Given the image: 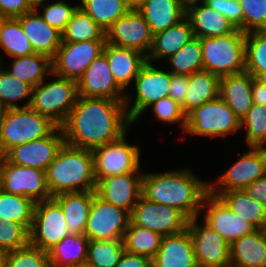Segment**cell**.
I'll return each mask as SVG.
<instances>
[{"instance_id": "obj_1", "label": "cell", "mask_w": 266, "mask_h": 267, "mask_svg": "<svg viewBox=\"0 0 266 267\" xmlns=\"http://www.w3.org/2000/svg\"><path fill=\"white\" fill-rule=\"evenodd\" d=\"M124 102L78 96L61 126L65 144L92 151L121 138L133 124Z\"/></svg>"}, {"instance_id": "obj_2", "label": "cell", "mask_w": 266, "mask_h": 267, "mask_svg": "<svg viewBox=\"0 0 266 267\" xmlns=\"http://www.w3.org/2000/svg\"><path fill=\"white\" fill-rule=\"evenodd\" d=\"M209 183L189 169L142 173L141 194L147 200L178 209L188 220L197 216Z\"/></svg>"}, {"instance_id": "obj_3", "label": "cell", "mask_w": 266, "mask_h": 267, "mask_svg": "<svg viewBox=\"0 0 266 267\" xmlns=\"http://www.w3.org/2000/svg\"><path fill=\"white\" fill-rule=\"evenodd\" d=\"M45 172L51 197L62 193L96 190L97 181L91 150L64 143Z\"/></svg>"}, {"instance_id": "obj_4", "label": "cell", "mask_w": 266, "mask_h": 267, "mask_svg": "<svg viewBox=\"0 0 266 267\" xmlns=\"http://www.w3.org/2000/svg\"><path fill=\"white\" fill-rule=\"evenodd\" d=\"M57 127L30 106L3 109L0 116V156L13 147L49 136Z\"/></svg>"}, {"instance_id": "obj_5", "label": "cell", "mask_w": 266, "mask_h": 267, "mask_svg": "<svg viewBox=\"0 0 266 267\" xmlns=\"http://www.w3.org/2000/svg\"><path fill=\"white\" fill-rule=\"evenodd\" d=\"M245 38L246 33L240 29L222 36L200 38L203 70L219 78L244 72Z\"/></svg>"}, {"instance_id": "obj_6", "label": "cell", "mask_w": 266, "mask_h": 267, "mask_svg": "<svg viewBox=\"0 0 266 267\" xmlns=\"http://www.w3.org/2000/svg\"><path fill=\"white\" fill-rule=\"evenodd\" d=\"M51 76L56 78L48 83L43 80L32 88L30 107L61 127L76 104L78 87L74 80L53 73Z\"/></svg>"}, {"instance_id": "obj_7", "label": "cell", "mask_w": 266, "mask_h": 267, "mask_svg": "<svg viewBox=\"0 0 266 267\" xmlns=\"http://www.w3.org/2000/svg\"><path fill=\"white\" fill-rule=\"evenodd\" d=\"M241 130V120L221 98L194 108L186 115L184 132L210 138L225 137Z\"/></svg>"}, {"instance_id": "obj_8", "label": "cell", "mask_w": 266, "mask_h": 267, "mask_svg": "<svg viewBox=\"0 0 266 267\" xmlns=\"http://www.w3.org/2000/svg\"><path fill=\"white\" fill-rule=\"evenodd\" d=\"M126 134L92 150L95 178L141 172L140 148L138 145L128 144Z\"/></svg>"}, {"instance_id": "obj_9", "label": "cell", "mask_w": 266, "mask_h": 267, "mask_svg": "<svg viewBox=\"0 0 266 267\" xmlns=\"http://www.w3.org/2000/svg\"><path fill=\"white\" fill-rule=\"evenodd\" d=\"M0 189L7 193L28 197L35 203L51 198L45 171L15 165L3 156H0Z\"/></svg>"}, {"instance_id": "obj_10", "label": "cell", "mask_w": 266, "mask_h": 267, "mask_svg": "<svg viewBox=\"0 0 266 267\" xmlns=\"http://www.w3.org/2000/svg\"><path fill=\"white\" fill-rule=\"evenodd\" d=\"M70 234L59 203L53 198L35 203L29 243L48 251Z\"/></svg>"}, {"instance_id": "obj_11", "label": "cell", "mask_w": 266, "mask_h": 267, "mask_svg": "<svg viewBox=\"0 0 266 267\" xmlns=\"http://www.w3.org/2000/svg\"><path fill=\"white\" fill-rule=\"evenodd\" d=\"M130 213L93 196L85 235L89 240H123L130 223Z\"/></svg>"}, {"instance_id": "obj_12", "label": "cell", "mask_w": 266, "mask_h": 267, "mask_svg": "<svg viewBox=\"0 0 266 267\" xmlns=\"http://www.w3.org/2000/svg\"><path fill=\"white\" fill-rule=\"evenodd\" d=\"M106 41L61 43L52 59V73L78 82L87 67L103 54Z\"/></svg>"}, {"instance_id": "obj_13", "label": "cell", "mask_w": 266, "mask_h": 267, "mask_svg": "<svg viewBox=\"0 0 266 267\" xmlns=\"http://www.w3.org/2000/svg\"><path fill=\"white\" fill-rule=\"evenodd\" d=\"M130 218L134 225L158 232L162 236L182 232L188 223V219L178 209L157 204L142 195L133 207Z\"/></svg>"}, {"instance_id": "obj_14", "label": "cell", "mask_w": 266, "mask_h": 267, "mask_svg": "<svg viewBox=\"0 0 266 267\" xmlns=\"http://www.w3.org/2000/svg\"><path fill=\"white\" fill-rule=\"evenodd\" d=\"M198 218L188 220L187 229L193 245L198 267H221L230 264V244L212 227Z\"/></svg>"}, {"instance_id": "obj_15", "label": "cell", "mask_w": 266, "mask_h": 267, "mask_svg": "<svg viewBox=\"0 0 266 267\" xmlns=\"http://www.w3.org/2000/svg\"><path fill=\"white\" fill-rule=\"evenodd\" d=\"M172 74L146 62L135 78V101L126 108L128 117L134 123L154 102L168 97Z\"/></svg>"}, {"instance_id": "obj_16", "label": "cell", "mask_w": 266, "mask_h": 267, "mask_svg": "<svg viewBox=\"0 0 266 267\" xmlns=\"http://www.w3.org/2000/svg\"><path fill=\"white\" fill-rule=\"evenodd\" d=\"M245 152L232 166L209 184L211 193L244 190L251 183L266 174V152L255 147Z\"/></svg>"}, {"instance_id": "obj_17", "label": "cell", "mask_w": 266, "mask_h": 267, "mask_svg": "<svg viewBox=\"0 0 266 267\" xmlns=\"http://www.w3.org/2000/svg\"><path fill=\"white\" fill-rule=\"evenodd\" d=\"M77 87L78 96L125 101L126 108L131 106L132 96L116 83L104 54L87 67L83 76L78 80Z\"/></svg>"}, {"instance_id": "obj_18", "label": "cell", "mask_w": 266, "mask_h": 267, "mask_svg": "<svg viewBox=\"0 0 266 267\" xmlns=\"http://www.w3.org/2000/svg\"><path fill=\"white\" fill-rule=\"evenodd\" d=\"M149 25L137 10H130L106 31V43L140 51L147 56L153 43Z\"/></svg>"}, {"instance_id": "obj_19", "label": "cell", "mask_w": 266, "mask_h": 267, "mask_svg": "<svg viewBox=\"0 0 266 267\" xmlns=\"http://www.w3.org/2000/svg\"><path fill=\"white\" fill-rule=\"evenodd\" d=\"M202 210H206L204 222L216 230L229 244L256 230L248 220L233 213L218 196L210 191L203 198Z\"/></svg>"}, {"instance_id": "obj_20", "label": "cell", "mask_w": 266, "mask_h": 267, "mask_svg": "<svg viewBox=\"0 0 266 267\" xmlns=\"http://www.w3.org/2000/svg\"><path fill=\"white\" fill-rule=\"evenodd\" d=\"M64 143L62 128L57 127L49 136L13 147L3 157L15 165L46 171Z\"/></svg>"}, {"instance_id": "obj_21", "label": "cell", "mask_w": 266, "mask_h": 267, "mask_svg": "<svg viewBox=\"0 0 266 267\" xmlns=\"http://www.w3.org/2000/svg\"><path fill=\"white\" fill-rule=\"evenodd\" d=\"M96 195L107 203L128 211L130 214L138 202L142 190V172L96 178Z\"/></svg>"}, {"instance_id": "obj_22", "label": "cell", "mask_w": 266, "mask_h": 267, "mask_svg": "<svg viewBox=\"0 0 266 267\" xmlns=\"http://www.w3.org/2000/svg\"><path fill=\"white\" fill-rule=\"evenodd\" d=\"M16 19L31 43L33 52L53 59L62 43V33L45 22L35 9Z\"/></svg>"}, {"instance_id": "obj_23", "label": "cell", "mask_w": 266, "mask_h": 267, "mask_svg": "<svg viewBox=\"0 0 266 267\" xmlns=\"http://www.w3.org/2000/svg\"><path fill=\"white\" fill-rule=\"evenodd\" d=\"M152 267H198L188 229L162 237Z\"/></svg>"}, {"instance_id": "obj_24", "label": "cell", "mask_w": 266, "mask_h": 267, "mask_svg": "<svg viewBox=\"0 0 266 267\" xmlns=\"http://www.w3.org/2000/svg\"><path fill=\"white\" fill-rule=\"evenodd\" d=\"M103 54L106 56L111 73L116 83L125 90L133 84L139 71L147 62V56L140 51L118 47L109 43L105 44Z\"/></svg>"}, {"instance_id": "obj_25", "label": "cell", "mask_w": 266, "mask_h": 267, "mask_svg": "<svg viewBox=\"0 0 266 267\" xmlns=\"http://www.w3.org/2000/svg\"><path fill=\"white\" fill-rule=\"evenodd\" d=\"M253 78L248 72L223 76L219 79V97L242 120L253 105Z\"/></svg>"}, {"instance_id": "obj_26", "label": "cell", "mask_w": 266, "mask_h": 267, "mask_svg": "<svg viewBox=\"0 0 266 267\" xmlns=\"http://www.w3.org/2000/svg\"><path fill=\"white\" fill-rule=\"evenodd\" d=\"M233 267H266V229H256L230 244Z\"/></svg>"}, {"instance_id": "obj_27", "label": "cell", "mask_w": 266, "mask_h": 267, "mask_svg": "<svg viewBox=\"0 0 266 267\" xmlns=\"http://www.w3.org/2000/svg\"><path fill=\"white\" fill-rule=\"evenodd\" d=\"M193 38L190 22L185 17L176 25L154 34L147 61L152 63V60L168 59Z\"/></svg>"}, {"instance_id": "obj_28", "label": "cell", "mask_w": 266, "mask_h": 267, "mask_svg": "<svg viewBox=\"0 0 266 267\" xmlns=\"http://www.w3.org/2000/svg\"><path fill=\"white\" fill-rule=\"evenodd\" d=\"M186 18L197 38L222 36L236 30L226 17L207 4L190 8Z\"/></svg>"}, {"instance_id": "obj_29", "label": "cell", "mask_w": 266, "mask_h": 267, "mask_svg": "<svg viewBox=\"0 0 266 267\" xmlns=\"http://www.w3.org/2000/svg\"><path fill=\"white\" fill-rule=\"evenodd\" d=\"M95 191L62 193L53 198L59 203L71 234H84Z\"/></svg>"}, {"instance_id": "obj_30", "label": "cell", "mask_w": 266, "mask_h": 267, "mask_svg": "<svg viewBox=\"0 0 266 267\" xmlns=\"http://www.w3.org/2000/svg\"><path fill=\"white\" fill-rule=\"evenodd\" d=\"M146 20L153 34L176 25L186 17L177 0H145L137 10Z\"/></svg>"}, {"instance_id": "obj_31", "label": "cell", "mask_w": 266, "mask_h": 267, "mask_svg": "<svg viewBox=\"0 0 266 267\" xmlns=\"http://www.w3.org/2000/svg\"><path fill=\"white\" fill-rule=\"evenodd\" d=\"M233 212L248 220L256 229H266V205L248 195L245 190L212 193Z\"/></svg>"}, {"instance_id": "obj_32", "label": "cell", "mask_w": 266, "mask_h": 267, "mask_svg": "<svg viewBox=\"0 0 266 267\" xmlns=\"http://www.w3.org/2000/svg\"><path fill=\"white\" fill-rule=\"evenodd\" d=\"M89 239L85 234H68L48 252L50 267H72L86 262Z\"/></svg>"}, {"instance_id": "obj_33", "label": "cell", "mask_w": 266, "mask_h": 267, "mask_svg": "<svg viewBox=\"0 0 266 267\" xmlns=\"http://www.w3.org/2000/svg\"><path fill=\"white\" fill-rule=\"evenodd\" d=\"M5 70L34 88L45 80L46 75H51L52 59L46 55L34 53L29 56L13 58L11 68Z\"/></svg>"}, {"instance_id": "obj_34", "label": "cell", "mask_w": 266, "mask_h": 267, "mask_svg": "<svg viewBox=\"0 0 266 267\" xmlns=\"http://www.w3.org/2000/svg\"><path fill=\"white\" fill-rule=\"evenodd\" d=\"M219 77L201 70L189 75V86L185 97V114L219 96Z\"/></svg>"}, {"instance_id": "obj_35", "label": "cell", "mask_w": 266, "mask_h": 267, "mask_svg": "<svg viewBox=\"0 0 266 267\" xmlns=\"http://www.w3.org/2000/svg\"><path fill=\"white\" fill-rule=\"evenodd\" d=\"M106 41V32L80 7L62 32V43Z\"/></svg>"}, {"instance_id": "obj_36", "label": "cell", "mask_w": 266, "mask_h": 267, "mask_svg": "<svg viewBox=\"0 0 266 267\" xmlns=\"http://www.w3.org/2000/svg\"><path fill=\"white\" fill-rule=\"evenodd\" d=\"M0 47L12 58L34 54L32 45L16 18H0Z\"/></svg>"}, {"instance_id": "obj_37", "label": "cell", "mask_w": 266, "mask_h": 267, "mask_svg": "<svg viewBox=\"0 0 266 267\" xmlns=\"http://www.w3.org/2000/svg\"><path fill=\"white\" fill-rule=\"evenodd\" d=\"M35 202L25 196L14 195L0 189V219L16 221L29 231L32 227Z\"/></svg>"}, {"instance_id": "obj_38", "label": "cell", "mask_w": 266, "mask_h": 267, "mask_svg": "<svg viewBox=\"0 0 266 267\" xmlns=\"http://www.w3.org/2000/svg\"><path fill=\"white\" fill-rule=\"evenodd\" d=\"M79 7L86 12L105 32L130 9L124 0H80Z\"/></svg>"}, {"instance_id": "obj_39", "label": "cell", "mask_w": 266, "mask_h": 267, "mask_svg": "<svg viewBox=\"0 0 266 267\" xmlns=\"http://www.w3.org/2000/svg\"><path fill=\"white\" fill-rule=\"evenodd\" d=\"M162 237L160 233L139 227L130 221L123 239L125 250L152 260L160 249Z\"/></svg>"}, {"instance_id": "obj_40", "label": "cell", "mask_w": 266, "mask_h": 267, "mask_svg": "<svg viewBox=\"0 0 266 267\" xmlns=\"http://www.w3.org/2000/svg\"><path fill=\"white\" fill-rule=\"evenodd\" d=\"M171 74L191 75L203 70L202 47L200 38L194 37L185 44L178 52L168 59Z\"/></svg>"}, {"instance_id": "obj_41", "label": "cell", "mask_w": 266, "mask_h": 267, "mask_svg": "<svg viewBox=\"0 0 266 267\" xmlns=\"http://www.w3.org/2000/svg\"><path fill=\"white\" fill-rule=\"evenodd\" d=\"M32 87L9 74L0 64V105L3 109L17 108L19 100L29 98L21 107L31 104Z\"/></svg>"}, {"instance_id": "obj_42", "label": "cell", "mask_w": 266, "mask_h": 267, "mask_svg": "<svg viewBox=\"0 0 266 267\" xmlns=\"http://www.w3.org/2000/svg\"><path fill=\"white\" fill-rule=\"evenodd\" d=\"M124 251L123 240H89L86 261L94 267H115Z\"/></svg>"}, {"instance_id": "obj_43", "label": "cell", "mask_w": 266, "mask_h": 267, "mask_svg": "<svg viewBox=\"0 0 266 267\" xmlns=\"http://www.w3.org/2000/svg\"><path fill=\"white\" fill-rule=\"evenodd\" d=\"M245 71L252 77L266 70V30L246 33Z\"/></svg>"}, {"instance_id": "obj_44", "label": "cell", "mask_w": 266, "mask_h": 267, "mask_svg": "<svg viewBox=\"0 0 266 267\" xmlns=\"http://www.w3.org/2000/svg\"><path fill=\"white\" fill-rule=\"evenodd\" d=\"M48 4H43V2L38 3L34 6V9H39V6H43L42 13L39 15L42 19L47 22L50 26L56 28L59 32H63L66 28L67 23L72 18V15L79 7V4L70 5L67 2L57 0L49 4V0H46Z\"/></svg>"}, {"instance_id": "obj_45", "label": "cell", "mask_w": 266, "mask_h": 267, "mask_svg": "<svg viewBox=\"0 0 266 267\" xmlns=\"http://www.w3.org/2000/svg\"><path fill=\"white\" fill-rule=\"evenodd\" d=\"M246 130V144L254 147L264 136L266 129V107L253 103L247 115L241 120V129Z\"/></svg>"}, {"instance_id": "obj_46", "label": "cell", "mask_w": 266, "mask_h": 267, "mask_svg": "<svg viewBox=\"0 0 266 267\" xmlns=\"http://www.w3.org/2000/svg\"><path fill=\"white\" fill-rule=\"evenodd\" d=\"M7 267H50L48 252L29 243L8 253Z\"/></svg>"}, {"instance_id": "obj_47", "label": "cell", "mask_w": 266, "mask_h": 267, "mask_svg": "<svg viewBox=\"0 0 266 267\" xmlns=\"http://www.w3.org/2000/svg\"><path fill=\"white\" fill-rule=\"evenodd\" d=\"M243 11V32L266 30V0H238Z\"/></svg>"}, {"instance_id": "obj_48", "label": "cell", "mask_w": 266, "mask_h": 267, "mask_svg": "<svg viewBox=\"0 0 266 267\" xmlns=\"http://www.w3.org/2000/svg\"><path fill=\"white\" fill-rule=\"evenodd\" d=\"M29 244V230L16 221L0 219V249L8 252Z\"/></svg>"}, {"instance_id": "obj_49", "label": "cell", "mask_w": 266, "mask_h": 267, "mask_svg": "<svg viewBox=\"0 0 266 267\" xmlns=\"http://www.w3.org/2000/svg\"><path fill=\"white\" fill-rule=\"evenodd\" d=\"M154 116L157 120L165 123L180 122L181 129H185L186 126V114L184 113L182 106L172 100L169 96L162 98L152 105Z\"/></svg>"}, {"instance_id": "obj_50", "label": "cell", "mask_w": 266, "mask_h": 267, "mask_svg": "<svg viewBox=\"0 0 266 267\" xmlns=\"http://www.w3.org/2000/svg\"><path fill=\"white\" fill-rule=\"evenodd\" d=\"M206 4L220 12L236 29L243 32V11L238 0H208Z\"/></svg>"}, {"instance_id": "obj_51", "label": "cell", "mask_w": 266, "mask_h": 267, "mask_svg": "<svg viewBox=\"0 0 266 267\" xmlns=\"http://www.w3.org/2000/svg\"><path fill=\"white\" fill-rule=\"evenodd\" d=\"M33 9L29 0H0V18H17Z\"/></svg>"}, {"instance_id": "obj_52", "label": "cell", "mask_w": 266, "mask_h": 267, "mask_svg": "<svg viewBox=\"0 0 266 267\" xmlns=\"http://www.w3.org/2000/svg\"><path fill=\"white\" fill-rule=\"evenodd\" d=\"M170 84L168 96L179 103L185 113V97L189 86V76L172 74Z\"/></svg>"}, {"instance_id": "obj_53", "label": "cell", "mask_w": 266, "mask_h": 267, "mask_svg": "<svg viewBox=\"0 0 266 267\" xmlns=\"http://www.w3.org/2000/svg\"><path fill=\"white\" fill-rule=\"evenodd\" d=\"M115 267H152V260L125 250Z\"/></svg>"}, {"instance_id": "obj_54", "label": "cell", "mask_w": 266, "mask_h": 267, "mask_svg": "<svg viewBox=\"0 0 266 267\" xmlns=\"http://www.w3.org/2000/svg\"><path fill=\"white\" fill-rule=\"evenodd\" d=\"M250 197L266 205V174L244 189Z\"/></svg>"}, {"instance_id": "obj_55", "label": "cell", "mask_w": 266, "mask_h": 267, "mask_svg": "<svg viewBox=\"0 0 266 267\" xmlns=\"http://www.w3.org/2000/svg\"><path fill=\"white\" fill-rule=\"evenodd\" d=\"M253 103L266 107V86L253 78L252 84Z\"/></svg>"}, {"instance_id": "obj_56", "label": "cell", "mask_w": 266, "mask_h": 267, "mask_svg": "<svg viewBox=\"0 0 266 267\" xmlns=\"http://www.w3.org/2000/svg\"><path fill=\"white\" fill-rule=\"evenodd\" d=\"M181 6V8L187 12L190 8L197 6L198 2L201 3V5L206 4L208 0H177Z\"/></svg>"}, {"instance_id": "obj_57", "label": "cell", "mask_w": 266, "mask_h": 267, "mask_svg": "<svg viewBox=\"0 0 266 267\" xmlns=\"http://www.w3.org/2000/svg\"><path fill=\"white\" fill-rule=\"evenodd\" d=\"M145 0H124L126 6L130 10H138L144 3Z\"/></svg>"}, {"instance_id": "obj_58", "label": "cell", "mask_w": 266, "mask_h": 267, "mask_svg": "<svg viewBox=\"0 0 266 267\" xmlns=\"http://www.w3.org/2000/svg\"><path fill=\"white\" fill-rule=\"evenodd\" d=\"M8 251L0 249V267H7Z\"/></svg>"}, {"instance_id": "obj_59", "label": "cell", "mask_w": 266, "mask_h": 267, "mask_svg": "<svg viewBox=\"0 0 266 267\" xmlns=\"http://www.w3.org/2000/svg\"><path fill=\"white\" fill-rule=\"evenodd\" d=\"M264 145H266V129L263 138L254 147L266 152V146Z\"/></svg>"}, {"instance_id": "obj_60", "label": "cell", "mask_w": 266, "mask_h": 267, "mask_svg": "<svg viewBox=\"0 0 266 267\" xmlns=\"http://www.w3.org/2000/svg\"><path fill=\"white\" fill-rule=\"evenodd\" d=\"M255 79H256L258 82H260L261 84H263V85L266 86V70L260 72V73L255 77Z\"/></svg>"}, {"instance_id": "obj_61", "label": "cell", "mask_w": 266, "mask_h": 267, "mask_svg": "<svg viewBox=\"0 0 266 267\" xmlns=\"http://www.w3.org/2000/svg\"><path fill=\"white\" fill-rule=\"evenodd\" d=\"M72 267H94V266L86 261V262H83V263L76 264V265H74Z\"/></svg>"}, {"instance_id": "obj_62", "label": "cell", "mask_w": 266, "mask_h": 267, "mask_svg": "<svg viewBox=\"0 0 266 267\" xmlns=\"http://www.w3.org/2000/svg\"><path fill=\"white\" fill-rule=\"evenodd\" d=\"M29 1L33 6H35V5H37L38 3H41V2L44 3L46 0H29Z\"/></svg>"}, {"instance_id": "obj_63", "label": "cell", "mask_w": 266, "mask_h": 267, "mask_svg": "<svg viewBox=\"0 0 266 267\" xmlns=\"http://www.w3.org/2000/svg\"><path fill=\"white\" fill-rule=\"evenodd\" d=\"M2 112H3V108L0 105V116L2 115Z\"/></svg>"}, {"instance_id": "obj_64", "label": "cell", "mask_w": 266, "mask_h": 267, "mask_svg": "<svg viewBox=\"0 0 266 267\" xmlns=\"http://www.w3.org/2000/svg\"><path fill=\"white\" fill-rule=\"evenodd\" d=\"M221 267H233L231 264L226 265V266H221Z\"/></svg>"}]
</instances>
